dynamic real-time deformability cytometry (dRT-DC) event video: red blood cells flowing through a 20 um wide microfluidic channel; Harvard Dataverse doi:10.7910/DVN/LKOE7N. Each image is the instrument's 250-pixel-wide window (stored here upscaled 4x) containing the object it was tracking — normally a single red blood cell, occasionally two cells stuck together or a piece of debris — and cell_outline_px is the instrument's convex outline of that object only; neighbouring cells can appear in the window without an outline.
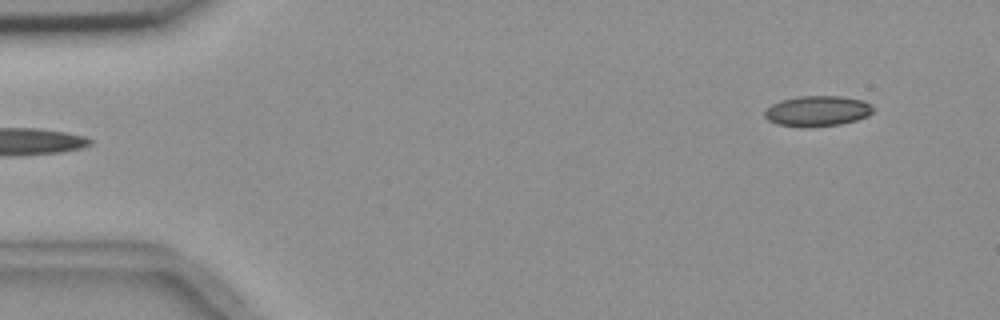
{"species": "common noctule bat (a hibernating species)", "species_latin": "Nyctalus noctula", "temperature_condition": "room temperature", "stored_images_in_passage": 4, "segment_of_instrument_passage": [2, 2], "camera_frame_rate_fps": 3000, "um_per_image_px": 0.085, "animal": {"sex": "female", "body_mass_g": 18.4}, "frame": {"image": 1, "passage_image": 4, "time_ms": 3.667, "image_size_px": [1000, 320], "cell_outline_px": [[876, 108], [868, 116], [856, 120], [840, 124], [776, 124], [768, 120], [764, 116], [764, 108], [780, 100], [800, 96], [840, 96], [864, 100], [872, 104]], "centroid_in_image_um": [69.52, 9.38], "position_along_channel_um": 15.5, "area_um2": 18.73}}